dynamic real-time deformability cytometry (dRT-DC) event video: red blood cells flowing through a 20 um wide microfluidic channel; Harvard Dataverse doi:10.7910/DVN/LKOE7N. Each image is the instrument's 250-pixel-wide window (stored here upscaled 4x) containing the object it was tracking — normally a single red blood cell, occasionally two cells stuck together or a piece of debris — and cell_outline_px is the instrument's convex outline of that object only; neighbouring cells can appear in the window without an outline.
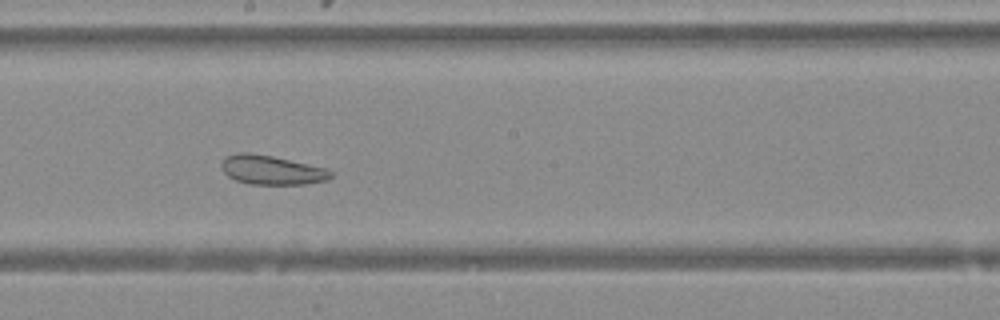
{"species": "Egyptian fruit bat (a non-hibernating species)", "species_latin": "Rousettus aegyptiacus", "temperature_condition": "warm", "stored_images_in_passage": 46, "camera_frame_rate_fps": 3000, "um_per_image_px": 0.085, "animal": {"sex": "female"}, "frame": {"image": 1, "passage_image": 25, "time_ms": 8.0, "image_size_px": [1000, 320], "cell_outline_px": [[332, 176], [328, 180], [308, 184], [248, 184], [236, 180], [228, 176], [224, 172], [220, 164], [228, 156], [240, 152], [248, 152], [272, 156], [328, 168], [332, 172]], "centroid_in_image_um": [23.13, 14.46], "position_along_channel_um": 225.1, "area_um2": 18.61}}
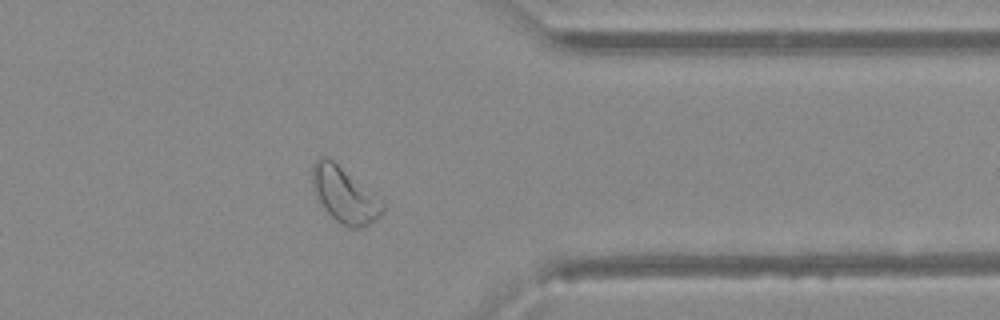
{"frame": {"image": 2, "passage_image": 37, "time_ms": 12.0, "image_size_px": [1000, 320], "cell_outline_px": [[384, 208], [380, 216], [376, 220], [360, 228], [348, 228], [336, 220], [324, 208], [316, 192], [312, 180], [312, 164], [316, 160], [324, 156], [332, 160], [380, 200], [384, 204]], "centroid_in_image_um": [29.28, 16.6], "position_along_channel_um": 382.1, "area_um2": 21.79}}
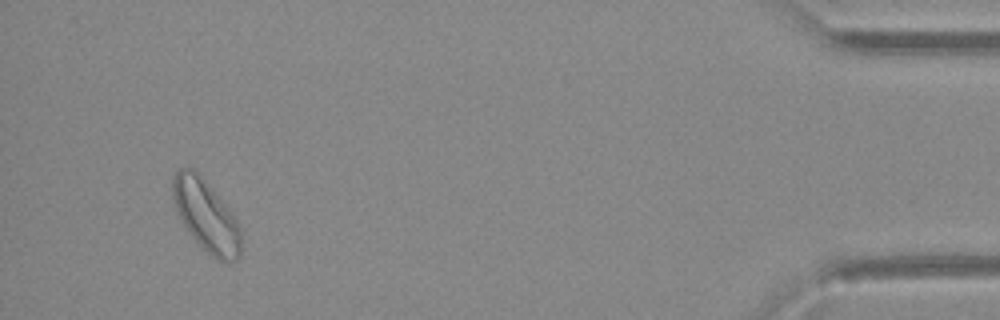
{"frame": {"image": 3, "passage_image": 44, "time_ms": 14.333, "image_size_px": [1000, 320], "cell_outline_px": [[240, 256], [232, 264], [228, 264], [212, 256], [196, 240], [184, 224], [176, 208], [172, 196], [172, 176], [180, 168], [192, 168], [212, 188], [236, 220], [240, 228]], "centroid_in_image_um": [17.52, 18.34], "position_along_channel_um": 417.7, "area_um2": 27.74}}